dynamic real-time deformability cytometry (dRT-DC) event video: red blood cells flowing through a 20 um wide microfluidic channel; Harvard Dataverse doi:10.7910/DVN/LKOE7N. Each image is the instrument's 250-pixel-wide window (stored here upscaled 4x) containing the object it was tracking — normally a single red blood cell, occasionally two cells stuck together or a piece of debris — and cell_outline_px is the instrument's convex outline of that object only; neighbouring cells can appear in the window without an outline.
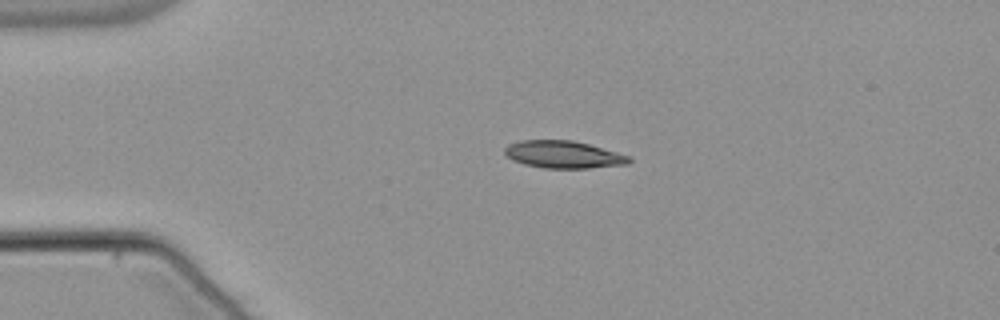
{"species": "common noctule bat (a hibernating species)", "species_latin": "Nyctalus noctula", "temperature_condition": "warm", "stored_images_in_passage": 43, "camera_frame_rate_fps": 3000, "um_per_image_px": 0.085, "animal": {"sex": "male", "body_mass_g": 21.5, "forearm_length_mm": 52.0}, "frame": {"image": 1, "passage_image": 1, "time_ms": 0.0, "image_size_px": [1000, 320], "cell_outline_px": [[632, 160], [628, 164], [588, 168], [544, 168], [524, 164], [512, 160], [504, 152], [504, 148], [508, 144], [520, 140], [572, 140], [588, 144], [616, 152], [628, 156]], "centroid_in_image_um": [47.85, 13.13], "position_along_channel_um": 37.1, "area_um2": 19.71}}
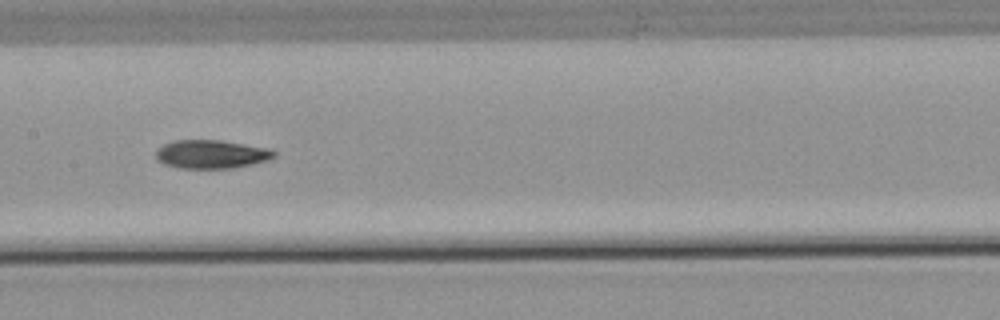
{"frame": {"image": 2, "passage_image": 16, "time_ms": 5.0, "image_size_px": [1000, 320], "cell_outline_px": [[276, 156], [268, 160], [252, 164], [232, 168], [180, 168], [164, 164], [156, 160], [156, 148], [172, 140], [220, 140], [268, 148], [276, 152]], "centroid_in_image_um": [17.93, 13.1], "position_along_channel_um": 189.5, "area_um2": 19.71}}
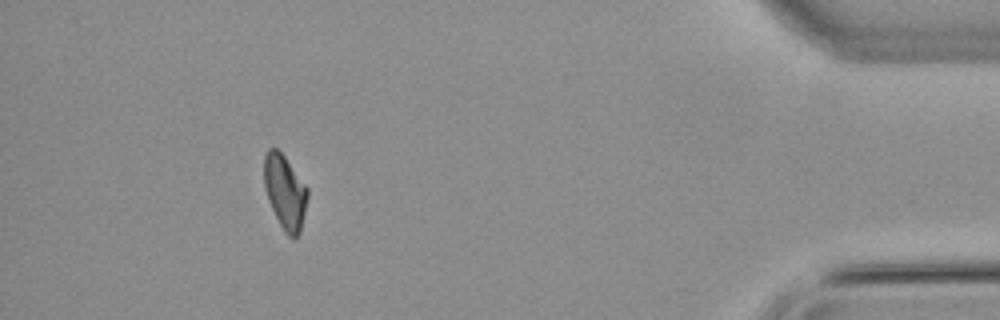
{"frame": {"image": 3, "passage_image": 38, "time_ms": 12.333, "image_size_px": [1000, 320], "cell_outline_px": [[308, 196], [300, 232], [292, 240], [284, 232], [268, 200], [264, 188], [264, 156], [268, 148], [276, 148], [284, 156], [308, 188]], "centroid_in_image_um": [24.21, 16.32], "position_along_channel_um": 411.0, "area_um2": 18.67}, "authors_computed_cell_mechanics": {"area_um2": 19.652, "velocity_mm_per_s": 3.8165, "shape_relaxation_time_tau1_ms": 6.3529, "shape_relaxation_time_tau2_ms": null, "deformation_change_tau1": 0.1843, "deformation_change_tau2": null}}